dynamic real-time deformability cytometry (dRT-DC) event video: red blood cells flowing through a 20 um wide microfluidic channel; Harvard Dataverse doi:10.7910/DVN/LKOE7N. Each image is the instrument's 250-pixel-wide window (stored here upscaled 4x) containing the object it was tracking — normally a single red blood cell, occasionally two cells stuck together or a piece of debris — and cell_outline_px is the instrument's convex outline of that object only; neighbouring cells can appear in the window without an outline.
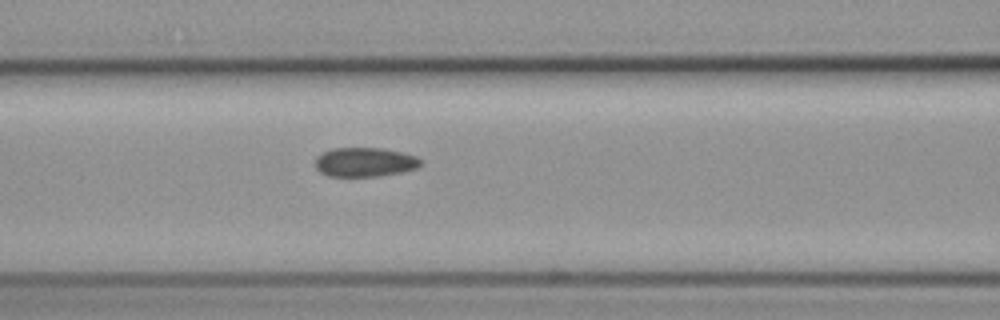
{"species": "common noctule bat (a hibernating species)", "species_latin": "Nyctalus noctula", "temperature_condition": "cold", "stored_images_in_passage": 8, "camera_frame_rate_fps": 3000, "um_per_image_px": 0.085, "animal": {"sex": "female", "body_mass_g": 19.3, "forearm_length_mm": 54.1}, "frame": {"image": 1, "passage_image": 8, "time_ms": 9.333, "image_size_px": [1000, 320], "cell_outline_px": [[420, 164], [416, 168], [404, 172], [376, 176], [328, 176], [320, 172], [316, 168], [316, 156], [332, 148], [380, 148], [400, 152], [416, 156], [420, 160]], "centroid_in_image_um": [30.98, 13.78], "position_along_channel_um": 135.6, "area_um2": 17.8}}